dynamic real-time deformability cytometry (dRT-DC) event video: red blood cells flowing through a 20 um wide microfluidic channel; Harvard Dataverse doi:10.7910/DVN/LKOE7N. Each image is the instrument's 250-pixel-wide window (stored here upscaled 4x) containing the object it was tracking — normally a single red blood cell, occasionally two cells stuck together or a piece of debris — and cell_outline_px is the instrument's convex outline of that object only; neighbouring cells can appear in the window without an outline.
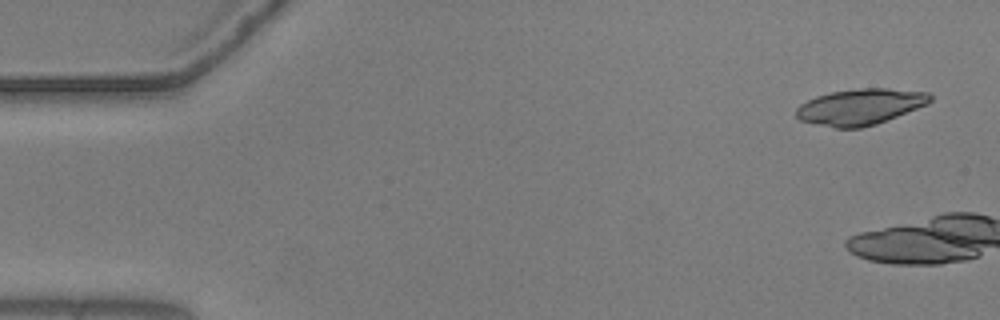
{"species": "common noctule bat (a hibernating species)", "species_latin": "Nyctalus noctula", "temperature_condition": "warm", "stored_images_in_passage": 3, "camera_frame_rate_fps": 3000, "um_per_image_px": 0.085, "animal": {"sex": "male", "body_mass_g": 20.5, "forearm_length_mm": 52.5}, "frame": {"image": 1, "passage_image": 1, "time_ms": 0.0, "image_size_px": [1000, 320], "cell_outline_px": [[932, 100], [928, 104], [876, 124], [860, 128], [836, 128], [800, 120], [796, 116], [796, 108], [800, 104], [816, 96], [832, 92], [860, 88], [888, 88], [928, 92], [932, 96]], "centroid_in_image_um": [73.14, 9.07], "position_along_channel_um": 11.9, "area_um2": 27.98}}